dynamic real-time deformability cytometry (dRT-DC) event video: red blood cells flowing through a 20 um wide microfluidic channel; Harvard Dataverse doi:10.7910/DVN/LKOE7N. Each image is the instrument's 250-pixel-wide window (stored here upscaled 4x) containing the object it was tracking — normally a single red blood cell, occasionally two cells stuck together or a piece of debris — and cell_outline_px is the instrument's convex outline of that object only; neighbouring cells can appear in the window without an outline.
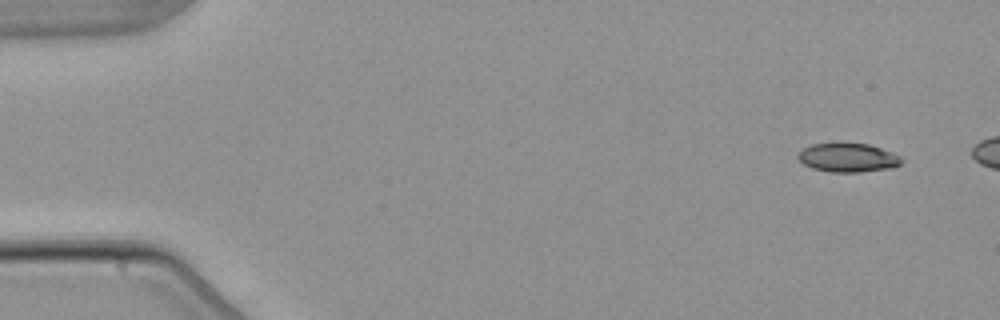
{"species": "common noctule bat (a hibernating species)", "species_latin": "Nyctalus noctula", "temperature_condition": "warm", "stored_images_in_passage": 4, "camera_frame_rate_fps": 3000, "um_per_image_px": 0.085, "animal": {"sex": "male", "body_mass_g": 21.5, "forearm_length_mm": 52.0}, "frame": {"image": 1, "passage_image": 1, "time_ms": 0.0, "image_size_px": [1000, 320], "cell_outline_px": [[904, 160], [900, 164], [892, 168], [860, 172], [828, 172], [812, 168], [804, 164], [796, 156], [804, 148], [812, 144], [840, 140], [868, 144], [892, 152], [900, 156]], "centroid_in_image_um": [72.06, 13.36], "position_along_channel_um": 12.9, "area_um2": 18.03}}